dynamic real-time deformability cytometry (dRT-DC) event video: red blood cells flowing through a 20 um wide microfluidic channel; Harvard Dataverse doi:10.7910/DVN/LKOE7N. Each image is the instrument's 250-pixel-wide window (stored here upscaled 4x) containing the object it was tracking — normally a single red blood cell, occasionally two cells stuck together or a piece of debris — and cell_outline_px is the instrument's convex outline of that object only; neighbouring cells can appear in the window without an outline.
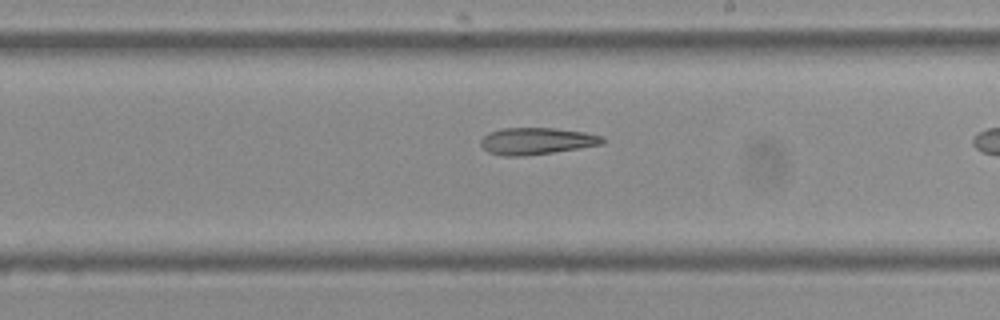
{"species": "Egyptian fruit bat (a non-hibernating species)", "species_latin": "Rousettus aegyptiacus", "temperature_condition": "cold", "stored_images_in_passage": 39, "camera_frame_rate_fps": 3000, "um_per_image_px": 0.085, "frame": {"image": 1, "passage_image": 28, "time_ms": 9.0, "image_size_px": [1000, 320], "cell_outline_px": [[608, 140], [604, 144], [580, 148], [524, 156], [504, 156], [488, 152], [480, 144], [480, 140], [488, 132], [500, 128], [556, 128], [584, 132], [600, 136]], "centroid_in_image_um": [45.61, 11.98], "position_along_channel_um": 243.4, "area_um2": 19.13}}